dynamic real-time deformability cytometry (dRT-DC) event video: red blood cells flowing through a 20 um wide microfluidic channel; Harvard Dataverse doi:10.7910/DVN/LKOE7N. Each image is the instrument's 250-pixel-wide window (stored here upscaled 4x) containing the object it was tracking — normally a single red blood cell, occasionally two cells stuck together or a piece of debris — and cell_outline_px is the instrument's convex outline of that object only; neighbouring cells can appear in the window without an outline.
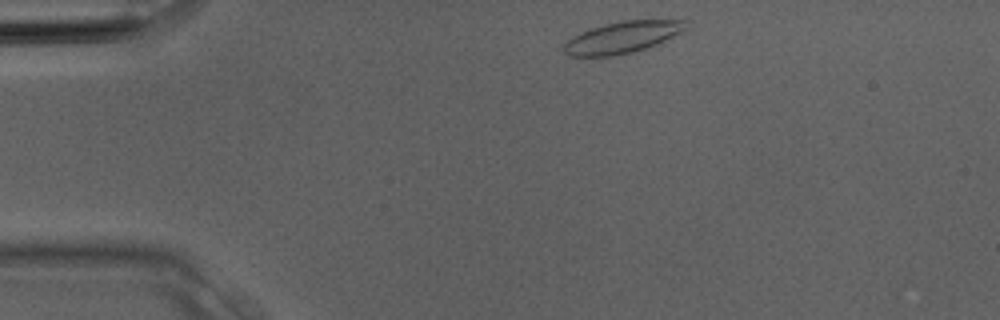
{"species": "Egyptian fruit bat (a non-hibernating species)", "species_latin": "Rousettus aegyptiacus", "temperature_condition": "room temperature", "stored_images_in_passage": 4, "camera_frame_rate_fps": 3000, "um_per_image_px": 0.085, "animal": {"sex": "male"}, "frame": {"image": 1, "passage_image": 4, "time_ms": 1.0, "image_size_px": [1000, 320], "cell_outline_px": [[684, 28], [680, 32], [656, 44], [632, 52], [612, 56], [568, 56], [560, 48], [572, 36], [588, 28], [620, 20], [684, 20]], "centroid_in_image_um": [52.78, 3.17], "position_along_channel_um": 32.2, "area_um2": 22.25}}